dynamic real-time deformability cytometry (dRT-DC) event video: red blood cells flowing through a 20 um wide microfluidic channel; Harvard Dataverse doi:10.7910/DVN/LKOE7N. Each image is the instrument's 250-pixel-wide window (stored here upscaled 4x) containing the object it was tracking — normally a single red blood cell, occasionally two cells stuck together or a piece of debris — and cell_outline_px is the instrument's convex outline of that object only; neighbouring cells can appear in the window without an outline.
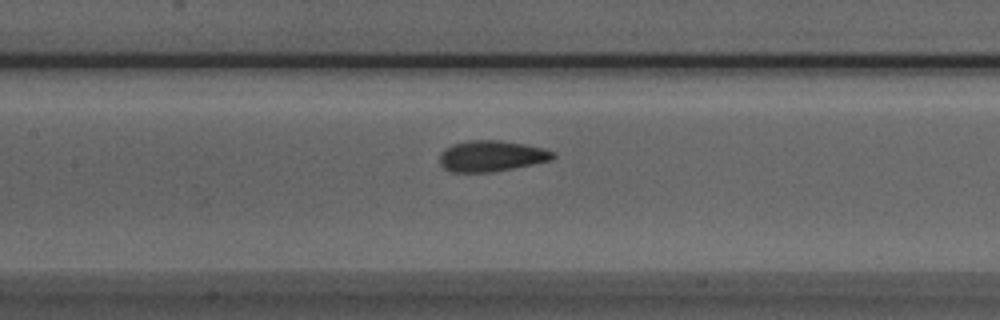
{"species": "Egyptian fruit bat (a non-hibernating species)", "species_latin": "Rousettus aegyptiacus", "temperature_condition": "room temperature", "stored_images_in_passage": 34, "camera_frame_rate_fps": 3000, "um_per_image_px": 0.085, "animal": {"sex": "male"}, "frame": {"image": 1, "passage_image": 16, "time_ms": 5.0, "image_size_px": [1000, 320], "cell_outline_px": [[556, 156], [552, 160], [492, 172], [452, 172], [444, 168], [440, 164], [440, 152], [444, 148], [452, 144], [468, 140], [500, 140], [524, 144], [544, 148], [556, 152]], "centroid_in_image_um": [41.77, 13.25], "position_along_channel_um": 165.6, "area_um2": 20.58}}
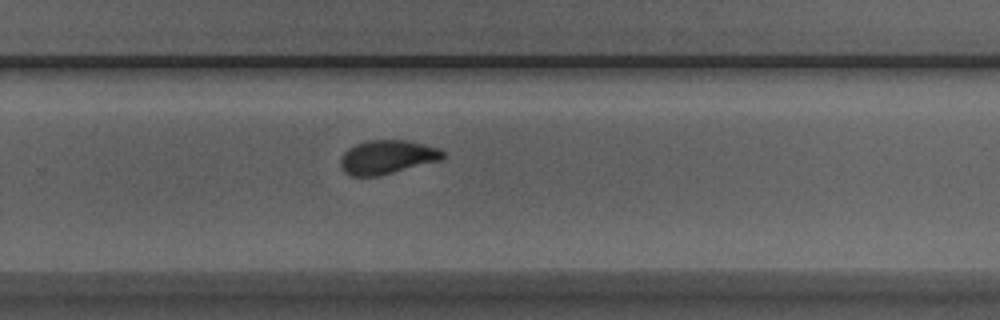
{"frame": {"image": 2, "passage_image": 26, "time_ms": 8.333, "image_size_px": [1000, 320], "cell_outline_px": [[444, 156], [440, 160], [380, 176], [352, 176], [344, 172], [340, 168], [340, 156], [348, 148], [356, 144], [368, 140], [408, 140], [440, 148], [444, 152]], "centroid_in_image_um": [32.88, 13.35], "position_along_channel_um": 296.9, "area_um2": 20.35}}
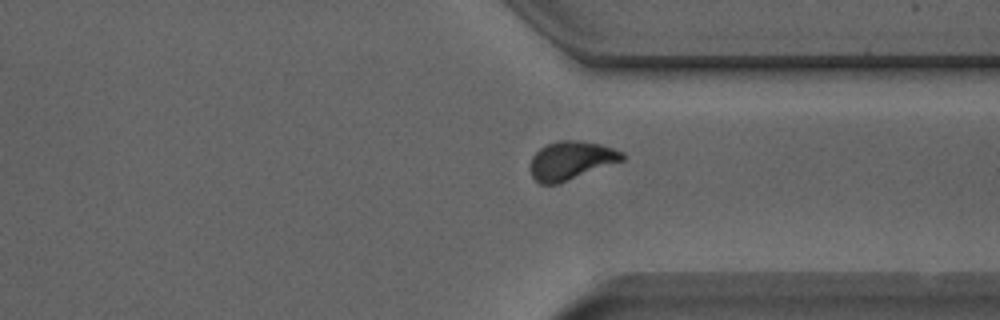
{"frame": {"image": 3, "passage_image": 31, "time_ms": 10.0, "image_size_px": [1000, 320], "cell_outline_px": [[624, 160], [556, 184], [540, 184], [532, 176], [532, 156], [544, 144], [556, 140], [580, 140], [600, 144], [624, 152]], "centroid_in_image_um": [48.54, 13.61], "position_along_channel_um": 362.9, "area_um2": 20.4}}